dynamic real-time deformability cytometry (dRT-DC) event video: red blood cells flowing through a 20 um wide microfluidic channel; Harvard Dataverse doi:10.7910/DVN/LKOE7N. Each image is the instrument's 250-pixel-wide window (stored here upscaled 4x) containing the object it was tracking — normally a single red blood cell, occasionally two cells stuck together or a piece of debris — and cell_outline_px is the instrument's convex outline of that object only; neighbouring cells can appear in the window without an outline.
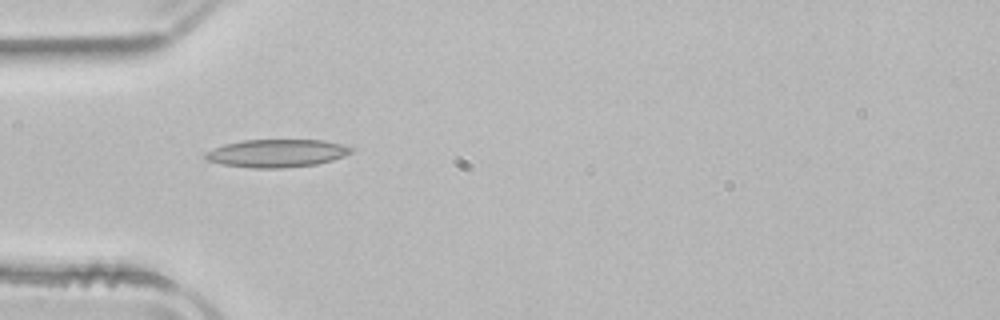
{"species": "common noctule bat (a hibernating species)", "species_latin": "Nyctalus noctula", "temperature_condition": "room temperature", "stored_images_in_passage": 37, "camera_frame_rate_fps": 3000, "um_per_image_px": 0.085, "animal": {"sex": "male", "body_mass_g": 21.5, "forearm_length_mm": 52.0}, "frame": {"image": 1, "passage_image": 1, "time_ms": 0.0, "image_size_px": [1000, 320], "cell_outline_px": [[356, 148], [352, 152], [344, 156], [332, 160], [316, 164], [284, 168], [252, 168], [220, 164], [208, 160], [204, 156], [204, 152], [212, 148], [224, 144], [244, 140], [324, 140]], "centroid_in_image_um": [23.51, 13.02], "position_along_channel_um": 61.5, "area_um2": 23.81}}
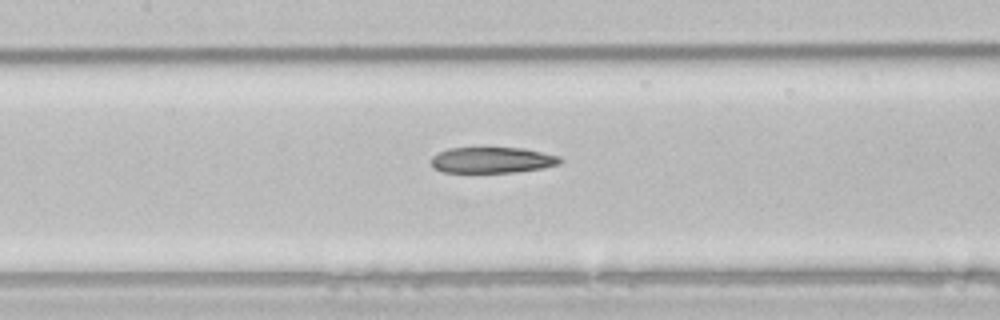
{"frame": {"image": 2, "passage_image": 9, "time_ms": 2.667, "image_size_px": [1000, 320], "cell_outline_px": [[564, 160], [560, 164], [540, 168], [516, 172], [440, 172], [432, 168], [432, 156], [448, 148], [524, 148], [560, 156]], "centroid_in_image_um": [41.84, 13.61], "position_along_channel_um": 165.6, "area_um2": 19.48}}
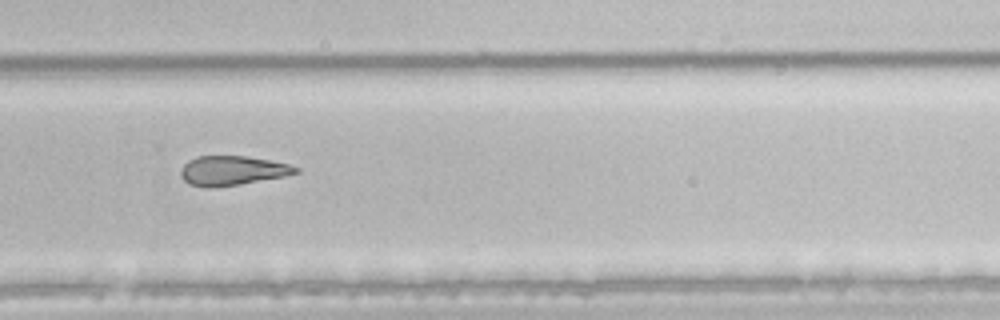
{"frame": {"image": 3, "passage_image": 20, "time_ms": 6.333, "image_size_px": [1000, 320], "cell_outline_px": [[300, 172], [284, 176], [240, 184], [212, 188], [208, 188], [188, 184], [180, 176], [180, 172], [184, 164], [188, 160], [196, 156], [244, 156], [268, 160], [288, 164], [300, 168]], "centroid_in_image_um": [19.71, 14.51], "position_along_channel_um": 310.1, "area_um2": 19.71}, "authors_computed_cell_mechanics": {"area_um2": 21.5016, "velocity_mm_per_s": 3.955, "shape_relaxation_time_tau1_ms": null, "shape_relaxation_time_tau2_ms": 8.3343, "deformation_change_tau1": null, "deformation_change_tau2": 0.2274}}